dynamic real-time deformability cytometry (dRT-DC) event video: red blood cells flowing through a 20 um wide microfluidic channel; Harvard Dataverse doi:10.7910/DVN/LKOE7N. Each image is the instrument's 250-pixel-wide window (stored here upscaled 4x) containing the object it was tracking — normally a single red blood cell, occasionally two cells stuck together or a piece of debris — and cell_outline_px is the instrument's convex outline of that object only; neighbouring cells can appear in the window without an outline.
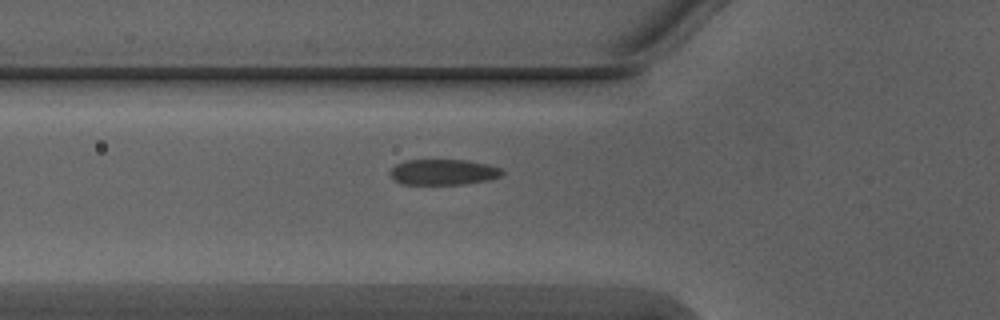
{"species": "Egyptian fruit bat (a non-hibernating species)", "species_latin": "Rousettus aegyptiacus", "temperature_condition": "warm", "stored_images_in_passage": 3, "camera_frame_rate_fps": 3000, "um_per_image_px": 0.085, "animal": {"sex": "male"}, "frame": {"image": 1, "passage_image": 3, "time_ms": 0.667, "image_size_px": [1000, 320], "cell_outline_px": [[504, 176], [492, 180], [464, 184], [400, 184], [392, 180], [388, 172], [396, 164], [404, 160], [468, 160], [488, 164], [504, 168]], "centroid_in_image_um": [37.72, 14.63], "position_along_channel_um": 88.1, "area_um2": 17.28}}